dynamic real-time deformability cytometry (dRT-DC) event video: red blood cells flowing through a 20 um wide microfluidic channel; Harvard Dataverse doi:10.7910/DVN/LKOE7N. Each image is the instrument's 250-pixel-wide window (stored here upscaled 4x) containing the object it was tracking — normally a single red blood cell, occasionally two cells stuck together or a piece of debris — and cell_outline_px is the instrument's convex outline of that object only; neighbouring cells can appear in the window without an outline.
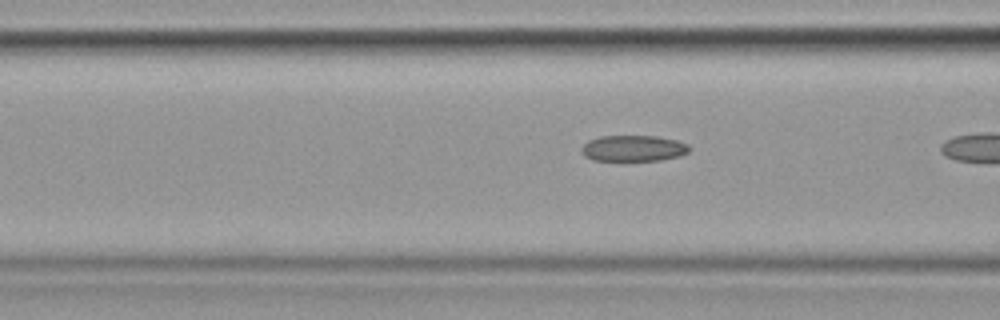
{"species": "common noctule bat (a hibernating species)", "species_latin": "Nyctalus noctula", "temperature_condition": "cold", "stored_images_in_passage": 11, "camera_frame_rate_fps": 3000, "um_per_image_px": 0.085, "animal": {"sex": "female", "body_mass_g": 19.9}, "frame": {"image": 1, "passage_image": 10, "time_ms": 3.0, "image_size_px": [1000, 320], "cell_outline_px": [[692, 148], [688, 152], [680, 156], [660, 160], [592, 160], [584, 156], [580, 152], [580, 148], [588, 140], [600, 136], [656, 136], [676, 140], [688, 144]], "centroid_in_image_um": [53.82, 12.6], "position_along_channel_um": 112.8, "area_um2": 16.47}}